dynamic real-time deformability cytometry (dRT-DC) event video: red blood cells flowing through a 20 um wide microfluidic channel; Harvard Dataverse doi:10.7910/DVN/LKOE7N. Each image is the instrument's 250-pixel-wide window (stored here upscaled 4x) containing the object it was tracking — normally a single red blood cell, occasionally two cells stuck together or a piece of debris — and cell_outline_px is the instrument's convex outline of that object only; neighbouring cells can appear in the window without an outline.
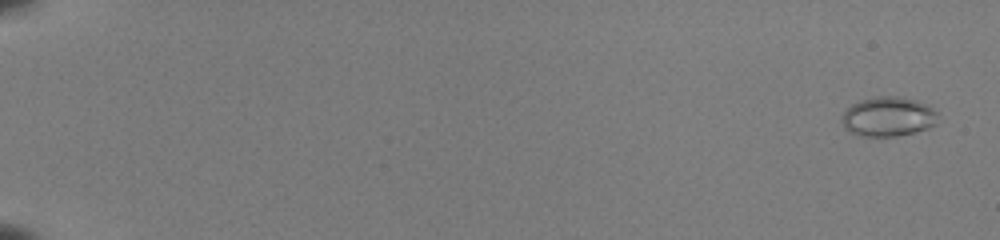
{"species": "common noctule bat (a hibernating species)", "species_latin": "Nyctalus noctula", "temperature_condition": "room temperature", "stored_images_in_passage": 54, "camera_frame_rate_fps": 3000, "um_per_image_px": 0.085, "animal": {"sex": "female", "body_mass_g": 22.0, "forearm_length_mm": 56.7}, "frame": {"image": 1, "passage_image": 3, "time_ms": 0.667, "image_size_px": [1000, 240], "cell_outline_px": [[936, 124], [928, 128], [896, 136], [860, 136], [844, 128], [844, 112], [852, 104], [860, 100], [876, 96], [896, 96], [912, 100], [924, 104], [932, 108], [936, 112]], "centroid_in_image_um": [75.48, 9.92], "position_along_channel_um": 9.5, "area_um2": 21.62}}
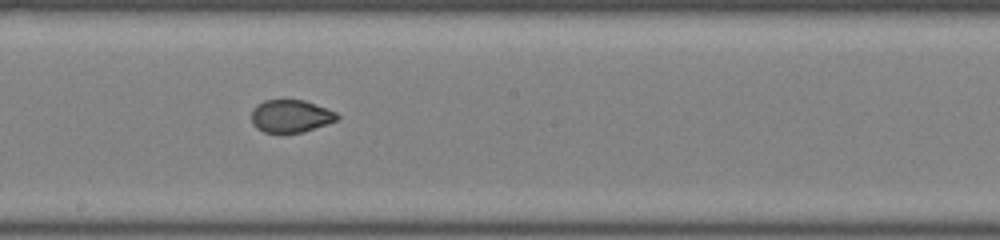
{"frame": {"image": 2, "passage_image": 34, "time_ms": 11.0, "image_size_px": [1000, 240], "cell_outline_px": [[340, 116], [336, 120], [304, 132], [264, 132], [256, 128], [252, 124], [252, 108], [256, 104], [264, 100], [304, 100], [336, 112]], "centroid_in_image_um": [24.68, 9.86], "position_along_channel_um": 223.5, "area_um2": 16.18}}
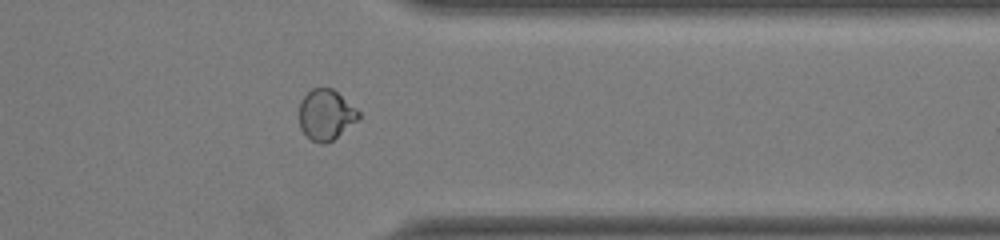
{"frame": {"image": 3, "passage_image": 46, "time_ms": 15.0, "image_size_px": [1000, 240], "cell_outline_px": [[360, 116], [356, 120], [332, 140], [324, 144], [320, 144], [312, 140], [300, 128], [300, 100], [312, 88], [332, 88], [356, 108], [360, 112]], "centroid_in_image_um": [27.68, 9.74], "position_along_channel_um": 383.7, "area_um2": 17.11}}